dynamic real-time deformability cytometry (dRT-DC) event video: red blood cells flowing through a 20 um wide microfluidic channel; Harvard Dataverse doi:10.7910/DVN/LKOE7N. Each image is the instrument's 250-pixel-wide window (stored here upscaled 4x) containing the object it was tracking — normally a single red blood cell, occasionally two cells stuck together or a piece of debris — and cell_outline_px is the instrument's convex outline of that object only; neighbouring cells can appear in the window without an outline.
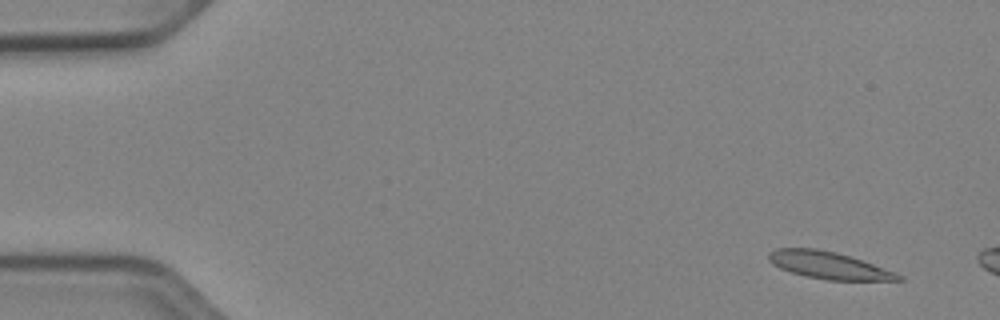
{"species": "Egyptian fruit bat (a non-hibernating species)", "species_latin": "Rousettus aegyptiacus", "temperature_condition": "cold", "stored_images_in_passage": 10, "camera_frame_rate_fps": 3000, "um_per_image_px": 0.085, "animal": {"sex": "female"}, "frame": {"image": 1, "passage_image": 4, "time_ms": 1.0, "image_size_px": [1000, 320], "cell_outline_px": [[904, 280], [828, 280], [808, 276], [792, 272], [780, 268], [772, 264], [768, 260], [768, 252], [776, 248], [816, 248], [836, 252], [896, 272], [904, 276]], "centroid_in_image_um": [70.42, 22.54], "position_along_channel_um": 14.6, "area_um2": 20.29}}